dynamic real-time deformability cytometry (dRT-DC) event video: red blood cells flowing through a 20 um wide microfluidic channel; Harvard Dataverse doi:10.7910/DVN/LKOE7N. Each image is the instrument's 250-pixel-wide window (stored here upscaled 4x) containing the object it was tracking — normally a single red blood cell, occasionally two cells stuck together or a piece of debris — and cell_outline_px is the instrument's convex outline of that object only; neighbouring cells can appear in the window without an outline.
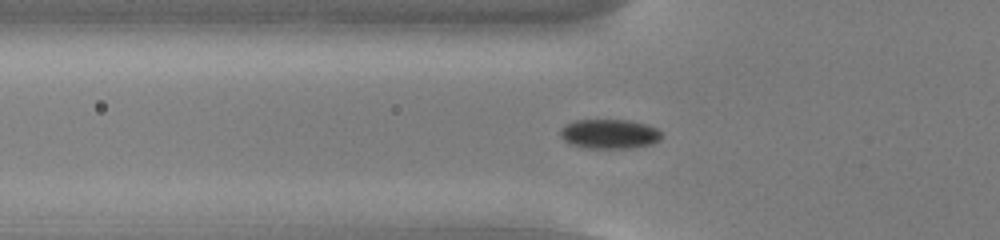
{"species": "common noctule bat (a hibernating species)", "species_latin": "Nyctalus noctula", "temperature_condition": "cold", "stored_images_in_passage": 50, "camera_frame_rate_fps": 3000, "um_per_image_px": 0.085, "animal": {"sex": "male", "body_mass_g": 13.0, "forearm_length_mm": 53.1}, "frame": {"image": 1, "passage_image": 14, "time_ms": 4.333, "image_size_px": [1000, 240], "cell_outline_px": [[660, 140], [652, 144], [632, 148], [584, 148], [568, 144], [560, 136], [560, 128], [564, 124], [576, 120], [628, 120], [644, 124], [656, 128], [660, 132]], "centroid_in_image_um": [51.74, 11.39], "position_along_channel_um": 74.1, "area_um2": 17.51}}
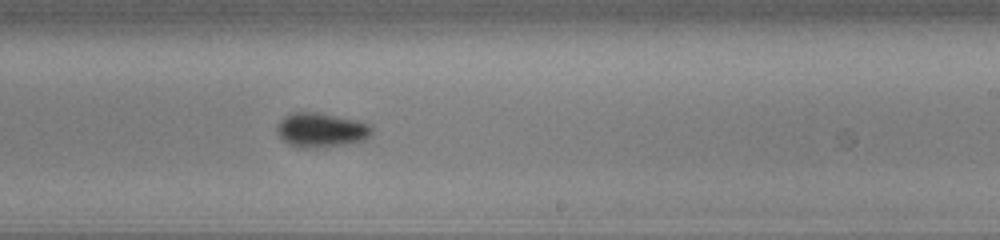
{"frame": {"image": 2, "passage_image": 29, "time_ms": 9.333, "image_size_px": [1000, 240], "cell_outline_px": [[372, 132], [364, 140], [324, 148], [296, 148], [288, 144], [276, 132], [276, 128], [280, 120], [284, 116], [292, 112], [316, 112], [356, 120], [372, 124]], "centroid_in_image_um": [27.27, 11.06], "position_along_channel_um": 261.7, "area_um2": 19.19}}
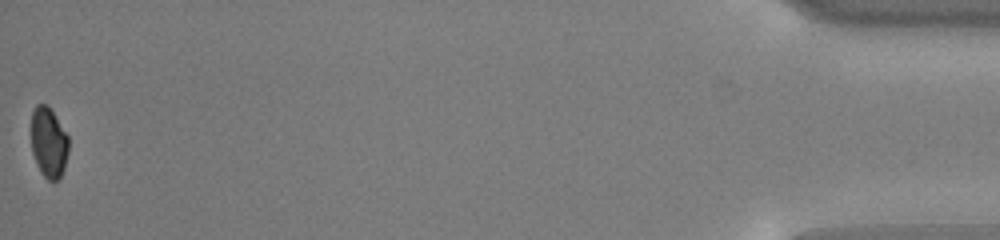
{"frame": {"image": 3, "passage_image": 50, "time_ms": 16.333, "image_size_px": [1000, 240], "cell_outline_px": [[68, 152], [64, 168], [60, 176], [56, 180], [48, 180], [40, 172], [36, 164], [32, 152], [32, 112], [36, 104], [48, 104], [68, 136]], "centroid_in_image_um": [4.13, 12.1], "position_along_channel_um": 431.1, "area_um2": 15.26}, "authors_computed_cell_mechanics": {"area_um2": 17.2244, "velocity_mm_per_s": 3.7629, "shape_relaxation_time_tau1_ms": 1.7502, "shape_relaxation_time_tau2_ms": null, "deformation_change_tau1": 0.0664, "deformation_change_tau2": null}}